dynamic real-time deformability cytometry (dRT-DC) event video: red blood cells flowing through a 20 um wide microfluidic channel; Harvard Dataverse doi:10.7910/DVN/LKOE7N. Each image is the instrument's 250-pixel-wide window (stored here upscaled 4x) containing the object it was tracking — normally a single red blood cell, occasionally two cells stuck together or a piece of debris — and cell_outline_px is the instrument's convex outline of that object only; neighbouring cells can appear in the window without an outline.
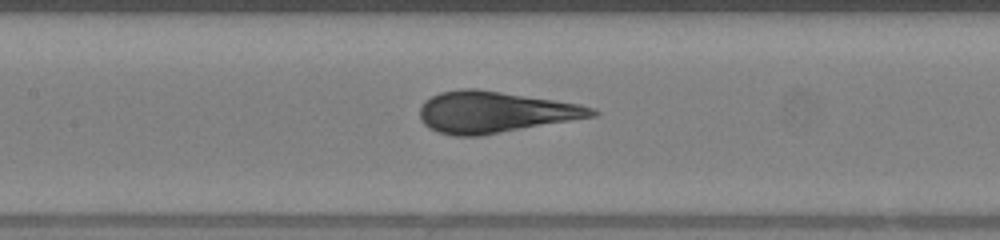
{"species": "human", "species_latin": "Homo sapiens", "temperature_condition": "warm", "stored_images_in_passage": 46, "camera_frame_rate_fps": 3000, "um_per_image_px": 0.085, "donor": {"sex": "female"}, "frame": {"image": 1, "passage_image": 20, "time_ms": 6.333, "image_size_px": [1000, 240], "cell_outline_px": [[600, 112], [596, 116], [480, 136], [456, 136], [440, 132], [428, 128], [420, 120], [420, 108], [424, 100], [440, 92], [460, 88], [476, 88], [580, 104], [596, 108]], "centroid_in_image_um": [42.05, 9.52], "position_along_channel_um": 165.4, "area_um2": 41.56}, "authors_computed_cell_mechanics": {"area_um2": 41.327, "velocity_mm_per_s": 4.2595, "shape_relaxation_time_tau1_ms": 5.7443, "shape_relaxation_time_tau2_ms": null, "deformation_change_tau1": 0.2199, "deformation_change_tau2": null}}